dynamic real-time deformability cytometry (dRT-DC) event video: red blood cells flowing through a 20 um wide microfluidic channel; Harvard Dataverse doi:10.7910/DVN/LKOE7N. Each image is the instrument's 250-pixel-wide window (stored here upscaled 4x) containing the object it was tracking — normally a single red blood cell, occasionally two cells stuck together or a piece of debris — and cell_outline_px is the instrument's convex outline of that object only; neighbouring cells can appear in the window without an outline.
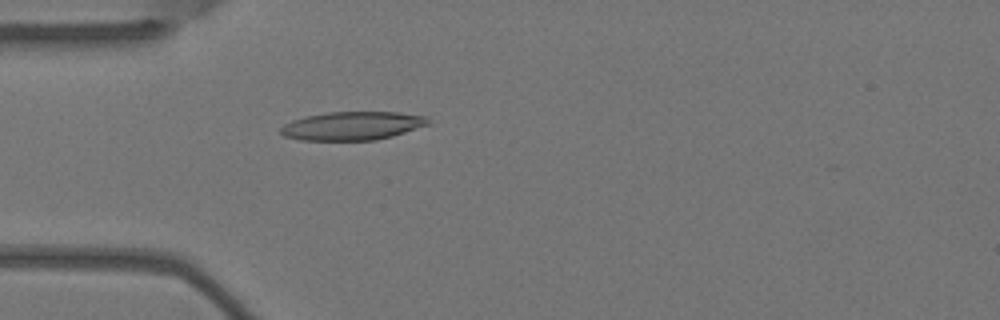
{"species": "Egyptian fruit bat (a non-hibernating species)", "species_latin": "Rousettus aegyptiacus", "temperature_condition": "warm", "stored_images_in_passage": 4, "camera_frame_rate_fps": 3000, "um_per_image_px": 0.085, "animal": {"sex": "female"}, "frame": {"image": 1, "passage_image": 4, "time_ms": 1.0, "image_size_px": [1000, 320], "cell_outline_px": [[428, 124], [392, 136], [376, 140], [300, 140], [284, 136], [280, 132], [280, 128], [284, 124], [292, 120], [308, 116], [328, 112], [396, 112], [428, 116]], "centroid_in_image_um": [29.92, 10.69], "position_along_channel_um": 55.1, "area_um2": 24.28}}